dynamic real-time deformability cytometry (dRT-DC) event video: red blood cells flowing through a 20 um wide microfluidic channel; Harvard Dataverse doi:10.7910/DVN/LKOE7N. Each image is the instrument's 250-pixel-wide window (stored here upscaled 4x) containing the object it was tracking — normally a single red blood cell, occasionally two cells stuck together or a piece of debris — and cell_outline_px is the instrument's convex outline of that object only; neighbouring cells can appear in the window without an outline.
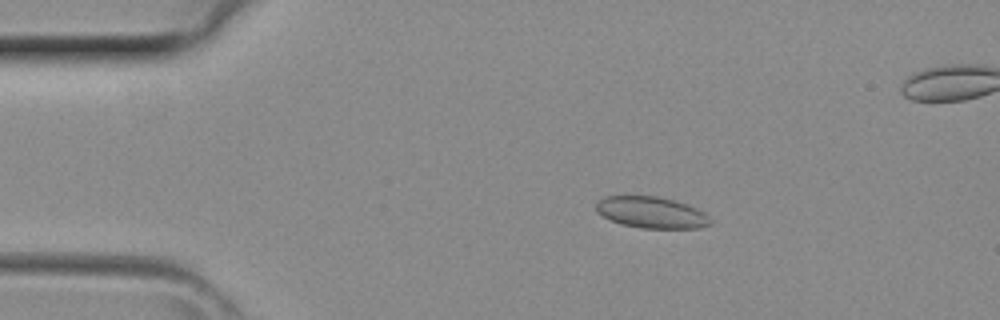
{"species": "common noctule bat (a hibernating species)", "species_latin": "Nyctalus noctula", "temperature_condition": "room temperature", "stored_images_in_passage": 42, "camera_frame_rate_fps": 3000, "um_per_image_px": 0.085, "animal": {"sex": "female", "body_mass_g": 29.2, "forearm_length_mm": 56.3}, "frame": {"image": 1, "passage_image": 8, "time_ms": 2.333, "image_size_px": [1000, 320], "cell_outline_px": [[712, 224], [700, 228], [640, 228], [620, 224], [596, 212], [596, 204], [604, 196], [656, 196], [672, 200], [696, 208], [704, 212], [712, 220]], "centroid_in_image_um": [55.38, 18.07], "position_along_channel_um": 29.6, "area_um2": 20.81}}
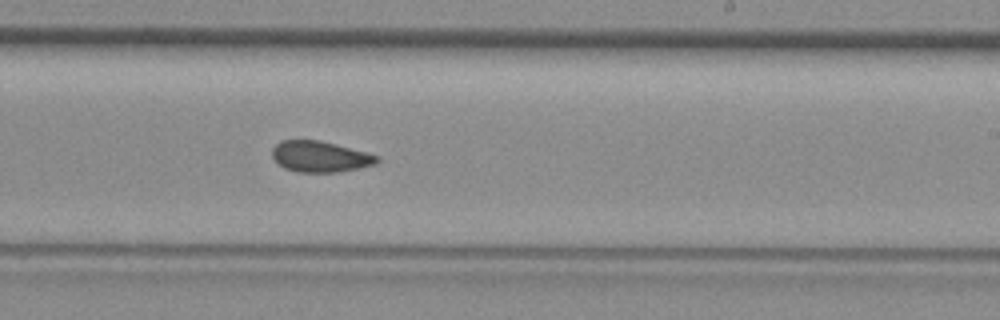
{"frame": {"image": 2, "passage_image": 25, "time_ms": 8.0, "image_size_px": [1000, 320], "cell_outline_px": [[380, 160], [376, 164], [340, 172], [296, 172], [284, 168], [272, 156], [272, 148], [280, 140], [320, 140], [336, 144], [380, 156]], "centroid_in_image_um": [27.22, 13.31], "position_along_channel_um": 261.8, "area_um2": 18.96}}
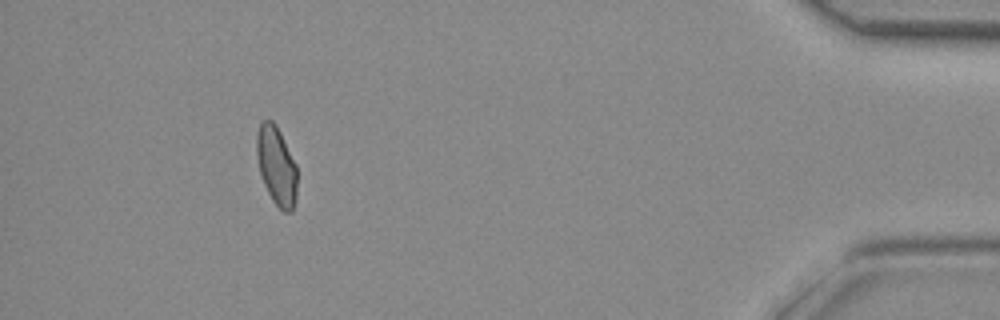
{"frame": {"image": 3, "passage_image": 38, "time_ms": 12.333, "image_size_px": [1000, 320], "cell_outline_px": [[296, 196], [292, 212], [284, 212], [272, 200], [264, 184], [260, 172], [256, 156], [256, 136], [260, 124], [264, 120], [272, 120], [276, 124], [296, 164]], "centroid_in_image_um": [23.49, 14.08], "position_along_channel_um": 411.7, "area_um2": 18.44}}